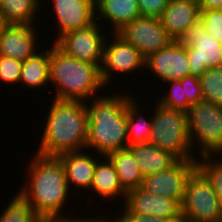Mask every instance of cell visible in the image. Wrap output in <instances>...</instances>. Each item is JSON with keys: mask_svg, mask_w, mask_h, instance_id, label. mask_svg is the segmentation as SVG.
<instances>
[{"mask_svg": "<svg viewBox=\"0 0 222 222\" xmlns=\"http://www.w3.org/2000/svg\"><path fill=\"white\" fill-rule=\"evenodd\" d=\"M36 154L58 157L86 148L88 111L86 102L53 99Z\"/></svg>", "mask_w": 222, "mask_h": 222, "instance_id": "cell-1", "label": "cell"}, {"mask_svg": "<svg viewBox=\"0 0 222 222\" xmlns=\"http://www.w3.org/2000/svg\"><path fill=\"white\" fill-rule=\"evenodd\" d=\"M179 81L184 88L187 103L190 106L203 100L199 77L189 75Z\"/></svg>", "mask_w": 222, "mask_h": 222, "instance_id": "cell-32", "label": "cell"}, {"mask_svg": "<svg viewBox=\"0 0 222 222\" xmlns=\"http://www.w3.org/2000/svg\"><path fill=\"white\" fill-rule=\"evenodd\" d=\"M0 222H44L28 201L17 192L0 214Z\"/></svg>", "mask_w": 222, "mask_h": 222, "instance_id": "cell-26", "label": "cell"}, {"mask_svg": "<svg viewBox=\"0 0 222 222\" xmlns=\"http://www.w3.org/2000/svg\"><path fill=\"white\" fill-rule=\"evenodd\" d=\"M107 157L113 163L120 184L126 192L142 186L144 177L129 148L113 151Z\"/></svg>", "mask_w": 222, "mask_h": 222, "instance_id": "cell-22", "label": "cell"}, {"mask_svg": "<svg viewBox=\"0 0 222 222\" xmlns=\"http://www.w3.org/2000/svg\"><path fill=\"white\" fill-rule=\"evenodd\" d=\"M114 39L107 44L105 39L103 46V60L100 68L102 82L106 86L111 81L112 72L116 74L130 73L138 68L145 67V58L140 51L127 42L118 33H114Z\"/></svg>", "mask_w": 222, "mask_h": 222, "instance_id": "cell-12", "label": "cell"}, {"mask_svg": "<svg viewBox=\"0 0 222 222\" xmlns=\"http://www.w3.org/2000/svg\"><path fill=\"white\" fill-rule=\"evenodd\" d=\"M88 106L86 149L92 148L99 155L128 148L127 100L131 95L100 96ZM95 99V100H94Z\"/></svg>", "mask_w": 222, "mask_h": 222, "instance_id": "cell-3", "label": "cell"}, {"mask_svg": "<svg viewBox=\"0 0 222 222\" xmlns=\"http://www.w3.org/2000/svg\"><path fill=\"white\" fill-rule=\"evenodd\" d=\"M117 33L138 49L145 59L173 41L160 19L153 17L135 18Z\"/></svg>", "mask_w": 222, "mask_h": 222, "instance_id": "cell-9", "label": "cell"}, {"mask_svg": "<svg viewBox=\"0 0 222 222\" xmlns=\"http://www.w3.org/2000/svg\"><path fill=\"white\" fill-rule=\"evenodd\" d=\"M87 27L72 30L61 36L55 43L68 55L101 68L105 34L98 22Z\"/></svg>", "mask_w": 222, "mask_h": 222, "instance_id": "cell-10", "label": "cell"}, {"mask_svg": "<svg viewBox=\"0 0 222 222\" xmlns=\"http://www.w3.org/2000/svg\"><path fill=\"white\" fill-rule=\"evenodd\" d=\"M196 169V160H178L167 170L145 176L141 188L155 196L182 203L187 181Z\"/></svg>", "mask_w": 222, "mask_h": 222, "instance_id": "cell-11", "label": "cell"}, {"mask_svg": "<svg viewBox=\"0 0 222 222\" xmlns=\"http://www.w3.org/2000/svg\"><path fill=\"white\" fill-rule=\"evenodd\" d=\"M111 222H165L164 218L157 216H148V215H138L135 213H129L125 208L123 214L120 218H117L115 221L110 220Z\"/></svg>", "mask_w": 222, "mask_h": 222, "instance_id": "cell-34", "label": "cell"}, {"mask_svg": "<svg viewBox=\"0 0 222 222\" xmlns=\"http://www.w3.org/2000/svg\"><path fill=\"white\" fill-rule=\"evenodd\" d=\"M187 130L191 146L199 141L200 156L215 155L222 151V106L199 101L189 106Z\"/></svg>", "mask_w": 222, "mask_h": 222, "instance_id": "cell-6", "label": "cell"}, {"mask_svg": "<svg viewBox=\"0 0 222 222\" xmlns=\"http://www.w3.org/2000/svg\"><path fill=\"white\" fill-rule=\"evenodd\" d=\"M143 177L171 168L178 159L151 143L128 146Z\"/></svg>", "mask_w": 222, "mask_h": 222, "instance_id": "cell-20", "label": "cell"}, {"mask_svg": "<svg viewBox=\"0 0 222 222\" xmlns=\"http://www.w3.org/2000/svg\"><path fill=\"white\" fill-rule=\"evenodd\" d=\"M165 222H189L187 214L181 209L176 214L168 216Z\"/></svg>", "mask_w": 222, "mask_h": 222, "instance_id": "cell-36", "label": "cell"}, {"mask_svg": "<svg viewBox=\"0 0 222 222\" xmlns=\"http://www.w3.org/2000/svg\"><path fill=\"white\" fill-rule=\"evenodd\" d=\"M145 67L163 82L181 80L190 75L186 46L173 40L167 47L149 55Z\"/></svg>", "mask_w": 222, "mask_h": 222, "instance_id": "cell-13", "label": "cell"}, {"mask_svg": "<svg viewBox=\"0 0 222 222\" xmlns=\"http://www.w3.org/2000/svg\"><path fill=\"white\" fill-rule=\"evenodd\" d=\"M199 10H215L222 7V0H198Z\"/></svg>", "mask_w": 222, "mask_h": 222, "instance_id": "cell-35", "label": "cell"}, {"mask_svg": "<svg viewBox=\"0 0 222 222\" xmlns=\"http://www.w3.org/2000/svg\"><path fill=\"white\" fill-rule=\"evenodd\" d=\"M40 0H2L0 14L9 24L34 25Z\"/></svg>", "mask_w": 222, "mask_h": 222, "instance_id": "cell-24", "label": "cell"}, {"mask_svg": "<svg viewBox=\"0 0 222 222\" xmlns=\"http://www.w3.org/2000/svg\"><path fill=\"white\" fill-rule=\"evenodd\" d=\"M58 20V38L65 33L84 28L96 21L95 0H51Z\"/></svg>", "mask_w": 222, "mask_h": 222, "instance_id": "cell-14", "label": "cell"}, {"mask_svg": "<svg viewBox=\"0 0 222 222\" xmlns=\"http://www.w3.org/2000/svg\"><path fill=\"white\" fill-rule=\"evenodd\" d=\"M199 14L198 0H169L159 19L168 35L173 40L180 41L199 20Z\"/></svg>", "mask_w": 222, "mask_h": 222, "instance_id": "cell-16", "label": "cell"}, {"mask_svg": "<svg viewBox=\"0 0 222 222\" xmlns=\"http://www.w3.org/2000/svg\"><path fill=\"white\" fill-rule=\"evenodd\" d=\"M213 155L200 156V162L196 160L197 169L210 182L212 189L222 204V156L215 162ZM212 159V160H211ZM214 161V162H213Z\"/></svg>", "mask_w": 222, "mask_h": 222, "instance_id": "cell-28", "label": "cell"}, {"mask_svg": "<svg viewBox=\"0 0 222 222\" xmlns=\"http://www.w3.org/2000/svg\"><path fill=\"white\" fill-rule=\"evenodd\" d=\"M180 42L186 46L190 63V75L200 77L209 68L222 64V44L219 43L198 20Z\"/></svg>", "mask_w": 222, "mask_h": 222, "instance_id": "cell-8", "label": "cell"}, {"mask_svg": "<svg viewBox=\"0 0 222 222\" xmlns=\"http://www.w3.org/2000/svg\"><path fill=\"white\" fill-rule=\"evenodd\" d=\"M171 85L170 92L164 94L162 97L160 96L158 103L163 107L180 110L183 112H187L189 109V104L187 103V98L185 95V91L181 82L179 80L176 81H167Z\"/></svg>", "mask_w": 222, "mask_h": 222, "instance_id": "cell-29", "label": "cell"}, {"mask_svg": "<svg viewBox=\"0 0 222 222\" xmlns=\"http://www.w3.org/2000/svg\"><path fill=\"white\" fill-rule=\"evenodd\" d=\"M139 106L131 96L127 100V133L129 146L149 143L151 137L152 119L145 121L142 114H138Z\"/></svg>", "mask_w": 222, "mask_h": 222, "instance_id": "cell-25", "label": "cell"}, {"mask_svg": "<svg viewBox=\"0 0 222 222\" xmlns=\"http://www.w3.org/2000/svg\"><path fill=\"white\" fill-rule=\"evenodd\" d=\"M58 158L64 166L70 191V185L72 184H75V188L77 186L80 190L81 188L90 190L98 160L93 155L85 153V151L64 153L59 155Z\"/></svg>", "mask_w": 222, "mask_h": 222, "instance_id": "cell-18", "label": "cell"}, {"mask_svg": "<svg viewBox=\"0 0 222 222\" xmlns=\"http://www.w3.org/2000/svg\"><path fill=\"white\" fill-rule=\"evenodd\" d=\"M49 82L57 88L53 99L86 103L105 87L97 65L68 55L56 43L50 47Z\"/></svg>", "mask_w": 222, "mask_h": 222, "instance_id": "cell-4", "label": "cell"}, {"mask_svg": "<svg viewBox=\"0 0 222 222\" xmlns=\"http://www.w3.org/2000/svg\"><path fill=\"white\" fill-rule=\"evenodd\" d=\"M9 25V23L6 21V19L0 14V37L2 36V33L4 32V29Z\"/></svg>", "mask_w": 222, "mask_h": 222, "instance_id": "cell-37", "label": "cell"}, {"mask_svg": "<svg viewBox=\"0 0 222 222\" xmlns=\"http://www.w3.org/2000/svg\"><path fill=\"white\" fill-rule=\"evenodd\" d=\"M203 100L222 106V72L209 68L200 77Z\"/></svg>", "mask_w": 222, "mask_h": 222, "instance_id": "cell-27", "label": "cell"}, {"mask_svg": "<svg viewBox=\"0 0 222 222\" xmlns=\"http://www.w3.org/2000/svg\"><path fill=\"white\" fill-rule=\"evenodd\" d=\"M199 20L207 32L222 44V13L220 10L200 11Z\"/></svg>", "mask_w": 222, "mask_h": 222, "instance_id": "cell-30", "label": "cell"}, {"mask_svg": "<svg viewBox=\"0 0 222 222\" xmlns=\"http://www.w3.org/2000/svg\"><path fill=\"white\" fill-rule=\"evenodd\" d=\"M152 118L149 143L174 155L178 160H197L187 130V113L157 103ZM193 153V154H192Z\"/></svg>", "mask_w": 222, "mask_h": 222, "instance_id": "cell-5", "label": "cell"}, {"mask_svg": "<svg viewBox=\"0 0 222 222\" xmlns=\"http://www.w3.org/2000/svg\"><path fill=\"white\" fill-rule=\"evenodd\" d=\"M29 165L28 181L19 193L44 220L60 215L70 192L64 166L58 157L36 154Z\"/></svg>", "mask_w": 222, "mask_h": 222, "instance_id": "cell-2", "label": "cell"}, {"mask_svg": "<svg viewBox=\"0 0 222 222\" xmlns=\"http://www.w3.org/2000/svg\"><path fill=\"white\" fill-rule=\"evenodd\" d=\"M181 209L189 222H222V204L210 182L198 169L187 181Z\"/></svg>", "mask_w": 222, "mask_h": 222, "instance_id": "cell-7", "label": "cell"}, {"mask_svg": "<svg viewBox=\"0 0 222 222\" xmlns=\"http://www.w3.org/2000/svg\"><path fill=\"white\" fill-rule=\"evenodd\" d=\"M23 61L0 56V80L6 83H18L21 76Z\"/></svg>", "mask_w": 222, "mask_h": 222, "instance_id": "cell-31", "label": "cell"}, {"mask_svg": "<svg viewBox=\"0 0 222 222\" xmlns=\"http://www.w3.org/2000/svg\"><path fill=\"white\" fill-rule=\"evenodd\" d=\"M141 16L160 18L169 0H137Z\"/></svg>", "mask_w": 222, "mask_h": 222, "instance_id": "cell-33", "label": "cell"}, {"mask_svg": "<svg viewBox=\"0 0 222 222\" xmlns=\"http://www.w3.org/2000/svg\"><path fill=\"white\" fill-rule=\"evenodd\" d=\"M218 68L222 72V64Z\"/></svg>", "mask_w": 222, "mask_h": 222, "instance_id": "cell-38", "label": "cell"}, {"mask_svg": "<svg viewBox=\"0 0 222 222\" xmlns=\"http://www.w3.org/2000/svg\"><path fill=\"white\" fill-rule=\"evenodd\" d=\"M48 50V51H47ZM38 51L23 61L19 83L29 88L48 86L50 72V48Z\"/></svg>", "mask_w": 222, "mask_h": 222, "instance_id": "cell-23", "label": "cell"}, {"mask_svg": "<svg viewBox=\"0 0 222 222\" xmlns=\"http://www.w3.org/2000/svg\"><path fill=\"white\" fill-rule=\"evenodd\" d=\"M95 9L96 20L104 19L111 23L114 28L112 33H117L133 19L141 16L137 0H95Z\"/></svg>", "mask_w": 222, "mask_h": 222, "instance_id": "cell-19", "label": "cell"}, {"mask_svg": "<svg viewBox=\"0 0 222 222\" xmlns=\"http://www.w3.org/2000/svg\"><path fill=\"white\" fill-rule=\"evenodd\" d=\"M34 25L9 24L0 37V56L25 61L37 51Z\"/></svg>", "mask_w": 222, "mask_h": 222, "instance_id": "cell-15", "label": "cell"}, {"mask_svg": "<svg viewBox=\"0 0 222 222\" xmlns=\"http://www.w3.org/2000/svg\"><path fill=\"white\" fill-rule=\"evenodd\" d=\"M104 158L106 161L103 160L102 162L101 160L99 162V159L97 161L90 190L95 191L98 196L105 200L114 199L118 196L125 199L127 192L120 184L113 163L107 156H104Z\"/></svg>", "mask_w": 222, "mask_h": 222, "instance_id": "cell-21", "label": "cell"}, {"mask_svg": "<svg viewBox=\"0 0 222 222\" xmlns=\"http://www.w3.org/2000/svg\"><path fill=\"white\" fill-rule=\"evenodd\" d=\"M124 208L129 213L166 219L181 210V203L169 197L155 196L140 187L126 193Z\"/></svg>", "mask_w": 222, "mask_h": 222, "instance_id": "cell-17", "label": "cell"}]
</instances>
